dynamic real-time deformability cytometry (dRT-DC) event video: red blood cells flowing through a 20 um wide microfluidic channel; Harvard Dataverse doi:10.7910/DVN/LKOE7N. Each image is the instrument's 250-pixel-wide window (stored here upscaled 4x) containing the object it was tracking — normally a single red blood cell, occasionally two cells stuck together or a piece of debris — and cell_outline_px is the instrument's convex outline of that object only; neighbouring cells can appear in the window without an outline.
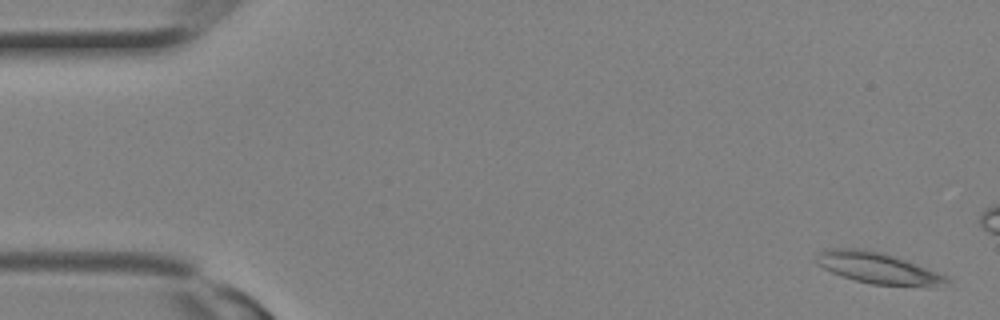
{"species": "Egyptian fruit bat (a non-hibernating species)", "species_latin": "Rousettus aegyptiacus", "temperature_condition": "room temperature", "stored_images_in_passage": 3, "camera_frame_rate_fps": 3000, "um_per_image_px": 0.085, "animal": {"sex": "female"}, "frame": {"image": 1, "passage_image": 1, "time_ms": 0.0, "image_size_px": [1000, 320], "cell_outline_px": [[952, 280], [936, 284], [872, 284], [856, 280], [832, 272], [824, 268], [816, 260], [816, 256], [824, 248], [860, 248], [880, 252], [916, 264], [948, 276]], "centroid_in_image_um": [74.51, 22.73], "position_along_channel_um": 10.5, "area_um2": 22.48}}